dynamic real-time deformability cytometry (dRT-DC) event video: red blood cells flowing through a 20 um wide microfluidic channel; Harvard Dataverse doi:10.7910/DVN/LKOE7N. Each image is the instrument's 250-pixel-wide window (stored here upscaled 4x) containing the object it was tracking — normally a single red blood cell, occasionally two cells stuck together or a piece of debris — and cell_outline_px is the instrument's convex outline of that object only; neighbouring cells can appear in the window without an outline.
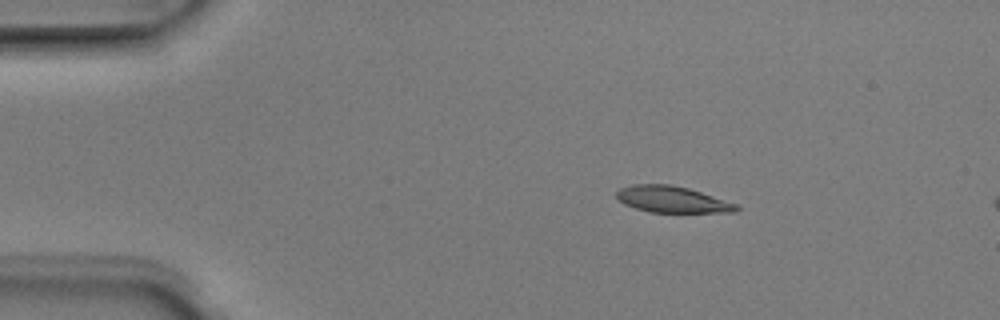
{"species": "Egyptian fruit bat (a non-hibernating species)", "species_latin": "Rousettus aegyptiacus", "temperature_condition": "room temperature", "stored_images_in_passage": 4, "camera_frame_rate_fps": 3000, "um_per_image_px": 0.085, "animal": {"sex": "male"}, "frame": {"image": 1, "passage_image": 2, "time_ms": 0.333, "image_size_px": [1000, 320], "cell_outline_px": [[740, 208], [736, 212], [648, 212], [624, 204], [616, 196], [616, 192], [620, 188], [632, 184], [672, 184], [688, 188], [740, 204]], "centroid_in_image_um": [57.17, 16.94], "position_along_channel_um": 27.8, "area_um2": 18.55}}